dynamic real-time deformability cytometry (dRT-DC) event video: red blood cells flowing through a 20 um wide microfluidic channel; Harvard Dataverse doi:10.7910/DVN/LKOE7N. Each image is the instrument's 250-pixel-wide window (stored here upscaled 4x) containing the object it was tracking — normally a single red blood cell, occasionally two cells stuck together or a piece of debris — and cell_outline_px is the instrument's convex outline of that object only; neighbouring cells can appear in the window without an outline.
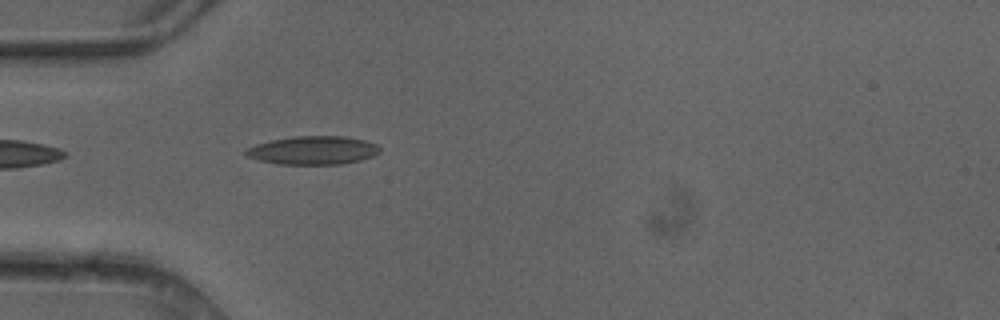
{"species": "common noctule bat (a hibernating species)", "species_latin": "Nyctalus noctula", "temperature_condition": "cold", "stored_images_in_passage": 4, "camera_frame_rate_fps": 3000, "um_per_image_px": 0.085, "animal": {"sex": "female"}, "frame": {"image": 1, "passage_image": 4, "time_ms": 1.0, "image_size_px": [1000, 320], "cell_outline_px": [[380, 152], [372, 156], [360, 160], [340, 164], [280, 164], [256, 160], [248, 156], [244, 152], [248, 148], [256, 144], [272, 140], [292, 136], [344, 136], [364, 140], [376, 144], [380, 148]], "centroid_in_image_um": [26.6, 12.77], "position_along_channel_um": 58.4, "area_um2": 22.08}}